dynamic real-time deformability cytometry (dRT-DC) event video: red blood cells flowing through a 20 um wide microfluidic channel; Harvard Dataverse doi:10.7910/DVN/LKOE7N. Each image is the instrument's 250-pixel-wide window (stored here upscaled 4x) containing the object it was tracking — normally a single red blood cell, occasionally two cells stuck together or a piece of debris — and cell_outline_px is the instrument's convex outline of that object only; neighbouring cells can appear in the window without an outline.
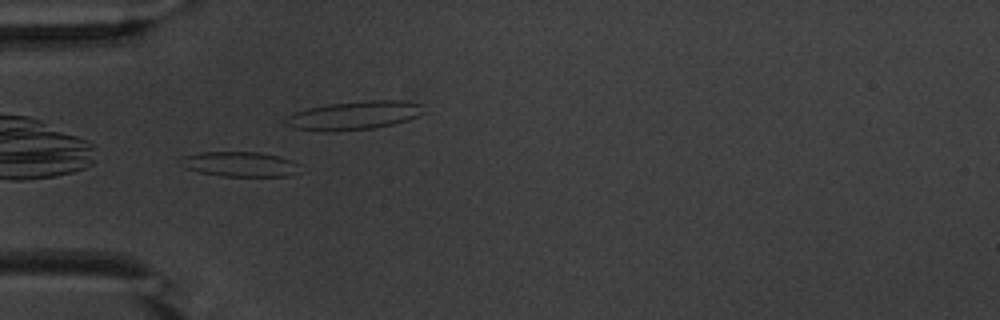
{"species": "common noctule bat (a hibernating species)", "species_latin": "Nyctalus noctula", "temperature_condition": "warm", "stored_images_in_passage": 30, "camera_frame_rate_fps": 3000, "um_per_image_px": 0.085, "animal": {"sex": "male", "body_mass_g": 20.1, "forearm_length_mm": 53.5}, "frame": {"image": 1, "passage_image": 1, "time_ms": 0.0, "image_size_px": [1000, 320], "cell_outline_px": [[300, 164], [288, 176], [220, 176], [200, 172], [188, 168], [180, 164], [184, 156], [200, 152], [260, 152], [280, 156], [292, 160]], "centroid_in_image_um": [20.38, 13.94], "position_along_channel_um": 64.6, "area_um2": 17.05}, "authors_computed_cell_mechanics": {"area_um2": 16.8776, "velocity_mm_per_s": 3.8228, "shape_relaxation_time_tau1_ms": 8.1041, "shape_relaxation_time_tau2_ms": 2.8647, "deformation_change_tau1": 0.1944, "deformation_change_tau2": 0.1264}}